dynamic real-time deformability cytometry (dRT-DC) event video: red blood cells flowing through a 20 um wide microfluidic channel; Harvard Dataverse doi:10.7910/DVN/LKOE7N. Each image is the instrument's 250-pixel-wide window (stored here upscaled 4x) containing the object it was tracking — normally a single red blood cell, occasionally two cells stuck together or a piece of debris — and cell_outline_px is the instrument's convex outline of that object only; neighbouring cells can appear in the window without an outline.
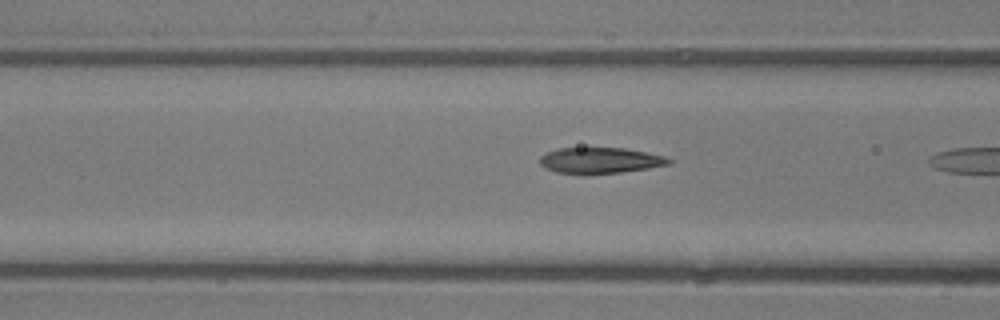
{"species": "common noctule bat (a hibernating species)", "species_latin": "Nyctalus noctula", "temperature_condition": "room temperature", "stored_images_in_passage": 8, "camera_frame_rate_fps": 3000, "um_per_image_px": 0.085, "animal": {"sex": "male", "body_mass_g": 13.3}, "frame": {"image": 1, "passage_image": 7, "time_ms": 2.0, "image_size_px": [1000, 320], "cell_outline_px": [[672, 164], [648, 168], [620, 172], [556, 172], [544, 168], [540, 164], [540, 156], [548, 152], [560, 148], [624, 148], [664, 156], [672, 160]], "centroid_in_image_um": [51.03, 13.61], "position_along_channel_um": 115.6, "area_um2": 18.84}}